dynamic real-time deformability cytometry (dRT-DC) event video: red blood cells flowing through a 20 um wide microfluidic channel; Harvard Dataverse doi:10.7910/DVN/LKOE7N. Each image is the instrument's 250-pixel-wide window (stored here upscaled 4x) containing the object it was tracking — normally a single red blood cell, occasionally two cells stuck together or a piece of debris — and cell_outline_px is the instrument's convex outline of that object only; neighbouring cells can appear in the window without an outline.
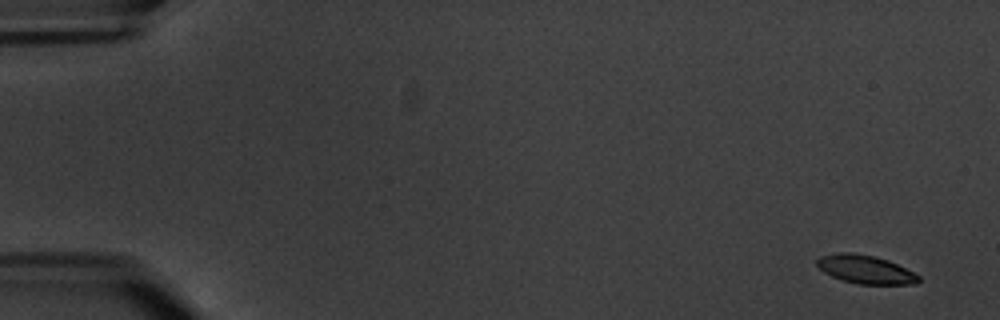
{"species": "common noctule bat (a hibernating species)", "species_latin": "Nyctalus noctula", "temperature_condition": "warm", "stored_images_in_passage": 7, "camera_frame_rate_fps": 3000, "um_per_image_px": 0.085, "animal": {"sex": "male", "body_mass_g": 20.1, "forearm_length_mm": 53.5}, "frame": {"image": 1, "passage_image": 1, "time_ms": 0.0, "image_size_px": [1000, 320], "cell_outline_px": [[920, 280], [916, 284], [856, 284], [840, 280], [824, 272], [816, 264], [816, 260], [820, 256], [840, 252], [852, 252], [872, 256], [888, 260], [920, 276]], "centroid_in_image_um": [73.53, 22.9], "position_along_channel_um": 11.5, "area_um2": 16.76}}
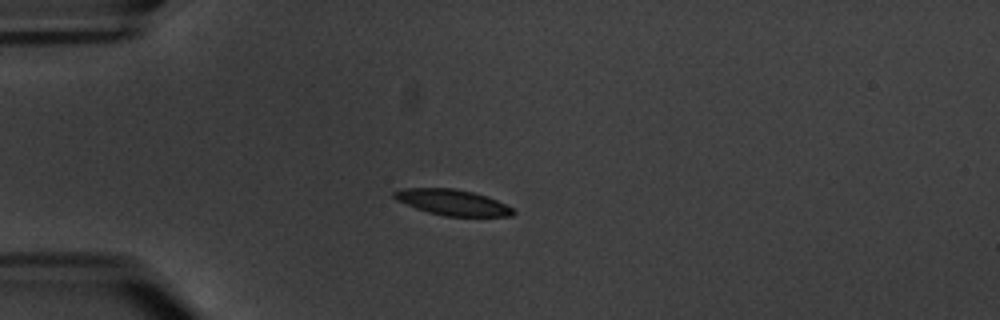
{"frame": {"image": 2, "passage_image": 5, "time_ms": 4.667, "image_size_px": [1000, 320], "cell_outline_px": [[516, 212], [512, 216], [444, 216], [428, 212], [416, 208], [396, 200], [392, 196], [392, 192], [404, 188], [452, 188], [472, 192], [488, 196], [512, 208]], "centroid_in_image_um": [38.44, 17.2], "position_along_channel_um": 46.6, "area_um2": 17.8}}